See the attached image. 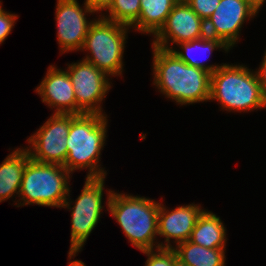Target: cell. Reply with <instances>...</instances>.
I'll return each instance as SVG.
<instances>
[{
    "mask_svg": "<svg viewBox=\"0 0 266 266\" xmlns=\"http://www.w3.org/2000/svg\"><path fill=\"white\" fill-rule=\"evenodd\" d=\"M152 49L153 83L162 94L181 105L209 101V72L184 63L171 50Z\"/></svg>",
    "mask_w": 266,
    "mask_h": 266,
    "instance_id": "cell-1",
    "label": "cell"
},
{
    "mask_svg": "<svg viewBox=\"0 0 266 266\" xmlns=\"http://www.w3.org/2000/svg\"><path fill=\"white\" fill-rule=\"evenodd\" d=\"M106 118L107 115L98 113L70 114L68 154L63 165L70 173L86 168L87 177H106L107 171L98 165L106 140Z\"/></svg>",
    "mask_w": 266,
    "mask_h": 266,
    "instance_id": "cell-2",
    "label": "cell"
},
{
    "mask_svg": "<svg viewBox=\"0 0 266 266\" xmlns=\"http://www.w3.org/2000/svg\"><path fill=\"white\" fill-rule=\"evenodd\" d=\"M107 195V211L110 210V214L132 245L140 251L159 248V242H155L158 235L159 203L145 197H135L111 190Z\"/></svg>",
    "mask_w": 266,
    "mask_h": 266,
    "instance_id": "cell-3",
    "label": "cell"
},
{
    "mask_svg": "<svg viewBox=\"0 0 266 266\" xmlns=\"http://www.w3.org/2000/svg\"><path fill=\"white\" fill-rule=\"evenodd\" d=\"M227 111L266 108L258 75L244 65H221L211 74L210 99Z\"/></svg>",
    "mask_w": 266,
    "mask_h": 266,
    "instance_id": "cell-4",
    "label": "cell"
},
{
    "mask_svg": "<svg viewBox=\"0 0 266 266\" xmlns=\"http://www.w3.org/2000/svg\"><path fill=\"white\" fill-rule=\"evenodd\" d=\"M69 174L63 165L40 163L30 159L23 172L18 196L21 201L16 206L37 204L62 207L70 195Z\"/></svg>",
    "mask_w": 266,
    "mask_h": 266,
    "instance_id": "cell-5",
    "label": "cell"
},
{
    "mask_svg": "<svg viewBox=\"0 0 266 266\" xmlns=\"http://www.w3.org/2000/svg\"><path fill=\"white\" fill-rule=\"evenodd\" d=\"M130 26L110 21L100 15L92 20L81 50H89L83 60L93 64L109 77L121 75L126 36Z\"/></svg>",
    "mask_w": 266,
    "mask_h": 266,
    "instance_id": "cell-6",
    "label": "cell"
},
{
    "mask_svg": "<svg viewBox=\"0 0 266 266\" xmlns=\"http://www.w3.org/2000/svg\"><path fill=\"white\" fill-rule=\"evenodd\" d=\"M105 177H86L81 194L75 200V205L70 207L67 198L61 208L71 209V245L68 255L71 260L81 251L87 238L96 227L100 219Z\"/></svg>",
    "mask_w": 266,
    "mask_h": 266,
    "instance_id": "cell-7",
    "label": "cell"
},
{
    "mask_svg": "<svg viewBox=\"0 0 266 266\" xmlns=\"http://www.w3.org/2000/svg\"><path fill=\"white\" fill-rule=\"evenodd\" d=\"M70 114H53L40 129L28 138L26 147L36 162L64 165L68 154L67 137ZM32 147V148H30Z\"/></svg>",
    "mask_w": 266,
    "mask_h": 266,
    "instance_id": "cell-8",
    "label": "cell"
},
{
    "mask_svg": "<svg viewBox=\"0 0 266 266\" xmlns=\"http://www.w3.org/2000/svg\"><path fill=\"white\" fill-rule=\"evenodd\" d=\"M67 72L76 97L77 115L83 113L104 114L101 102L111 88L108 75L85 60L71 63Z\"/></svg>",
    "mask_w": 266,
    "mask_h": 266,
    "instance_id": "cell-9",
    "label": "cell"
},
{
    "mask_svg": "<svg viewBox=\"0 0 266 266\" xmlns=\"http://www.w3.org/2000/svg\"><path fill=\"white\" fill-rule=\"evenodd\" d=\"M257 13L246 0H220L215 12L205 21L206 35L221 40L231 49L239 39L244 21Z\"/></svg>",
    "mask_w": 266,
    "mask_h": 266,
    "instance_id": "cell-10",
    "label": "cell"
},
{
    "mask_svg": "<svg viewBox=\"0 0 266 266\" xmlns=\"http://www.w3.org/2000/svg\"><path fill=\"white\" fill-rule=\"evenodd\" d=\"M206 36L205 22L186 2H177L167 16L165 24L154 35L153 45L171 50L168 45L197 40Z\"/></svg>",
    "mask_w": 266,
    "mask_h": 266,
    "instance_id": "cell-11",
    "label": "cell"
},
{
    "mask_svg": "<svg viewBox=\"0 0 266 266\" xmlns=\"http://www.w3.org/2000/svg\"><path fill=\"white\" fill-rule=\"evenodd\" d=\"M86 13H94L86 3L83 9L77 0H57L55 19L62 53L82 49L92 23L87 20Z\"/></svg>",
    "mask_w": 266,
    "mask_h": 266,
    "instance_id": "cell-12",
    "label": "cell"
},
{
    "mask_svg": "<svg viewBox=\"0 0 266 266\" xmlns=\"http://www.w3.org/2000/svg\"><path fill=\"white\" fill-rule=\"evenodd\" d=\"M204 210L201 206L189 204L178 206L174 210H166V207L159 202L158 212V235L165 237V243H159V248H173L170 239H175L174 243L189 240L196 221Z\"/></svg>",
    "mask_w": 266,
    "mask_h": 266,
    "instance_id": "cell-13",
    "label": "cell"
},
{
    "mask_svg": "<svg viewBox=\"0 0 266 266\" xmlns=\"http://www.w3.org/2000/svg\"><path fill=\"white\" fill-rule=\"evenodd\" d=\"M42 102L51 109L55 108V114L77 115V102L68 72L51 65L45 78L35 90Z\"/></svg>",
    "mask_w": 266,
    "mask_h": 266,
    "instance_id": "cell-14",
    "label": "cell"
},
{
    "mask_svg": "<svg viewBox=\"0 0 266 266\" xmlns=\"http://www.w3.org/2000/svg\"><path fill=\"white\" fill-rule=\"evenodd\" d=\"M30 154L24 147L14 150L0 165V202L19 195L22 177Z\"/></svg>",
    "mask_w": 266,
    "mask_h": 266,
    "instance_id": "cell-15",
    "label": "cell"
},
{
    "mask_svg": "<svg viewBox=\"0 0 266 266\" xmlns=\"http://www.w3.org/2000/svg\"><path fill=\"white\" fill-rule=\"evenodd\" d=\"M226 229L220 217L203 211L198 217L189 241L205 248H225Z\"/></svg>",
    "mask_w": 266,
    "mask_h": 266,
    "instance_id": "cell-16",
    "label": "cell"
},
{
    "mask_svg": "<svg viewBox=\"0 0 266 266\" xmlns=\"http://www.w3.org/2000/svg\"><path fill=\"white\" fill-rule=\"evenodd\" d=\"M179 45V46H178ZM178 47H181V51H176L171 49V51L184 63L202 69L210 74L214 73L220 66L219 65H205L204 61L201 58H195L193 52L197 50L196 53L201 55H208L213 52L215 49H223L224 51L228 52L230 49L219 39L214 37L204 36L197 40L187 41V42H180L177 44ZM199 50V51H198ZM186 51V52H185ZM198 56V55H197ZM204 59V58H203ZM203 61V62H202Z\"/></svg>",
    "mask_w": 266,
    "mask_h": 266,
    "instance_id": "cell-17",
    "label": "cell"
},
{
    "mask_svg": "<svg viewBox=\"0 0 266 266\" xmlns=\"http://www.w3.org/2000/svg\"><path fill=\"white\" fill-rule=\"evenodd\" d=\"M176 3L175 0H140L139 18L130 27L141 33L155 35Z\"/></svg>",
    "mask_w": 266,
    "mask_h": 266,
    "instance_id": "cell-18",
    "label": "cell"
},
{
    "mask_svg": "<svg viewBox=\"0 0 266 266\" xmlns=\"http://www.w3.org/2000/svg\"><path fill=\"white\" fill-rule=\"evenodd\" d=\"M173 249L188 266H225V248H205L187 240Z\"/></svg>",
    "mask_w": 266,
    "mask_h": 266,
    "instance_id": "cell-19",
    "label": "cell"
},
{
    "mask_svg": "<svg viewBox=\"0 0 266 266\" xmlns=\"http://www.w3.org/2000/svg\"><path fill=\"white\" fill-rule=\"evenodd\" d=\"M107 11L108 17L101 12L105 19L131 26L139 18L140 0H114Z\"/></svg>",
    "mask_w": 266,
    "mask_h": 266,
    "instance_id": "cell-20",
    "label": "cell"
},
{
    "mask_svg": "<svg viewBox=\"0 0 266 266\" xmlns=\"http://www.w3.org/2000/svg\"><path fill=\"white\" fill-rule=\"evenodd\" d=\"M155 251H141L148 256L145 266H173V261L177 258L173 248H157Z\"/></svg>",
    "mask_w": 266,
    "mask_h": 266,
    "instance_id": "cell-21",
    "label": "cell"
},
{
    "mask_svg": "<svg viewBox=\"0 0 266 266\" xmlns=\"http://www.w3.org/2000/svg\"><path fill=\"white\" fill-rule=\"evenodd\" d=\"M220 0H188L186 3L205 22L216 10Z\"/></svg>",
    "mask_w": 266,
    "mask_h": 266,
    "instance_id": "cell-22",
    "label": "cell"
},
{
    "mask_svg": "<svg viewBox=\"0 0 266 266\" xmlns=\"http://www.w3.org/2000/svg\"><path fill=\"white\" fill-rule=\"evenodd\" d=\"M17 18V15L4 11L0 4V44L3 43L7 36L11 33Z\"/></svg>",
    "mask_w": 266,
    "mask_h": 266,
    "instance_id": "cell-23",
    "label": "cell"
},
{
    "mask_svg": "<svg viewBox=\"0 0 266 266\" xmlns=\"http://www.w3.org/2000/svg\"><path fill=\"white\" fill-rule=\"evenodd\" d=\"M114 0H85L86 5L95 13L99 11H107Z\"/></svg>",
    "mask_w": 266,
    "mask_h": 266,
    "instance_id": "cell-24",
    "label": "cell"
},
{
    "mask_svg": "<svg viewBox=\"0 0 266 266\" xmlns=\"http://www.w3.org/2000/svg\"><path fill=\"white\" fill-rule=\"evenodd\" d=\"M257 75H258V79H259V83L261 85V90L263 93V96L266 100V52H265V56L263 58L262 63L259 66L258 71H256Z\"/></svg>",
    "mask_w": 266,
    "mask_h": 266,
    "instance_id": "cell-25",
    "label": "cell"
},
{
    "mask_svg": "<svg viewBox=\"0 0 266 266\" xmlns=\"http://www.w3.org/2000/svg\"><path fill=\"white\" fill-rule=\"evenodd\" d=\"M249 4H251L257 11L264 4L265 0H246Z\"/></svg>",
    "mask_w": 266,
    "mask_h": 266,
    "instance_id": "cell-26",
    "label": "cell"
},
{
    "mask_svg": "<svg viewBox=\"0 0 266 266\" xmlns=\"http://www.w3.org/2000/svg\"><path fill=\"white\" fill-rule=\"evenodd\" d=\"M68 263H69L68 266H86L84 262H82L81 260H73Z\"/></svg>",
    "mask_w": 266,
    "mask_h": 266,
    "instance_id": "cell-27",
    "label": "cell"
},
{
    "mask_svg": "<svg viewBox=\"0 0 266 266\" xmlns=\"http://www.w3.org/2000/svg\"><path fill=\"white\" fill-rule=\"evenodd\" d=\"M173 266H188L187 264H185L184 262H182L179 258H176L173 261Z\"/></svg>",
    "mask_w": 266,
    "mask_h": 266,
    "instance_id": "cell-28",
    "label": "cell"
},
{
    "mask_svg": "<svg viewBox=\"0 0 266 266\" xmlns=\"http://www.w3.org/2000/svg\"><path fill=\"white\" fill-rule=\"evenodd\" d=\"M176 2H187L188 0H175Z\"/></svg>",
    "mask_w": 266,
    "mask_h": 266,
    "instance_id": "cell-29",
    "label": "cell"
}]
</instances>
